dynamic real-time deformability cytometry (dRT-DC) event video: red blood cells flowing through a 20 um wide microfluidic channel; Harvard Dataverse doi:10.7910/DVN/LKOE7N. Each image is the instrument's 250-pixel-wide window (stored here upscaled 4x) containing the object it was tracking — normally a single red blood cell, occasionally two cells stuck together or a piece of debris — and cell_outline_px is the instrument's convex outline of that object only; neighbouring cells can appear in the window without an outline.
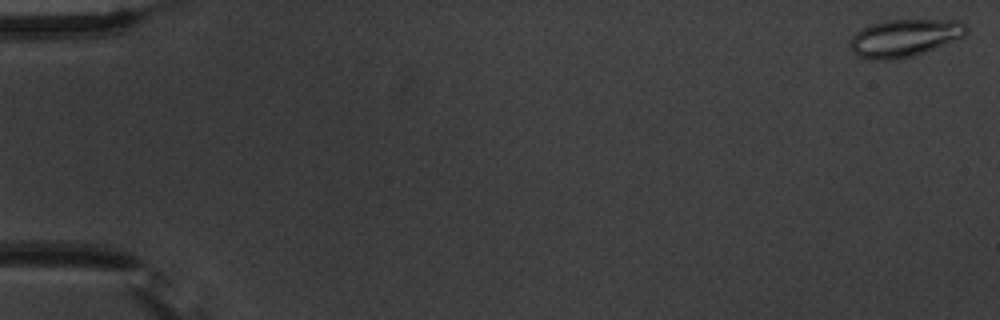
{"species": "common noctule bat (a hibernating species)", "species_latin": "Nyctalus noctula", "temperature_condition": "warm", "stored_images_in_passage": 56, "camera_frame_rate_fps": 3000, "um_per_image_px": 0.085, "animal": {"sex": "male", "body_mass_g": 20.1, "forearm_length_mm": 53.5}, "frame": {"image": 1, "passage_image": 1, "time_ms": 0.0, "image_size_px": [1000, 320], "cell_outline_px": [[968, 32], [964, 36], [956, 40], [924, 52], [912, 56], [888, 60], [872, 60], [860, 56], [852, 52], [848, 44], [848, 40], [856, 32], [872, 24], [888, 20], [956, 20], [964, 24], [968, 28]], "centroid_in_image_um": [76.86, 3.23], "position_along_channel_um": 8.1, "area_um2": 25.32}}
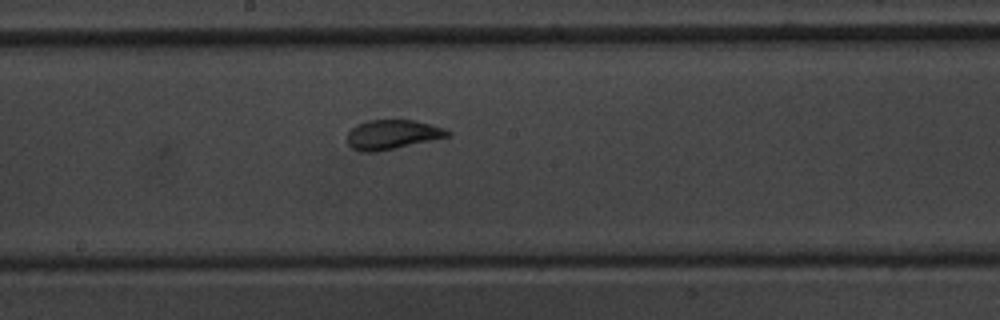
{"frame": {"image": 2, "passage_image": 31, "time_ms": 10.0, "image_size_px": [1000, 320], "cell_outline_px": [[452, 136], [376, 152], [360, 152], [352, 148], [348, 144], [348, 132], [356, 124], [368, 120], [416, 120], [444, 128], [452, 132]], "centroid_in_image_um": [33.36, 11.43], "position_along_channel_um": 214.8, "area_um2": 17.34}}
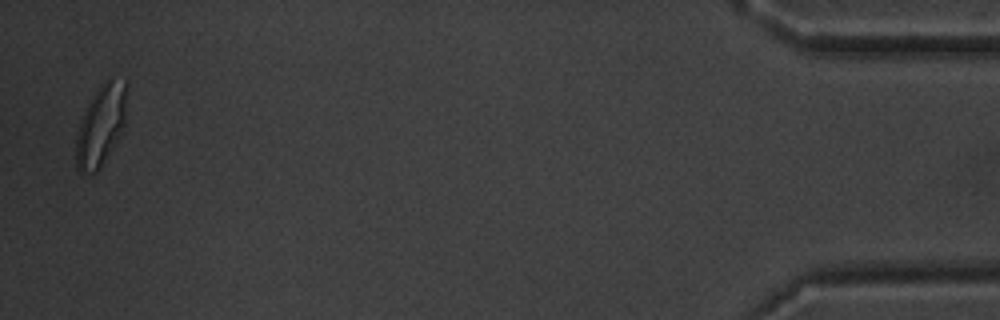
{"frame": {"image": 3, "passage_image": 55, "time_ms": 18.0, "image_size_px": [1000, 320], "cell_outline_px": [[128, 88], [124, 124], [120, 136], [116, 144], [100, 168], [96, 172], [80, 172], [76, 168], [76, 132], [80, 120], [92, 96], [100, 84], [108, 76], [112, 76], [128, 80]], "centroid_in_image_um": [8.61, 10.57], "position_along_channel_um": 426.6, "area_um2": 24.57}, "authors_computed_cell_mechanics": {"area_um2": 18.7561, "velocity_mm_per_s": 3.6659, "shape_relaxation_time_tau1_ms": 4.8525, "shape_relaxation_time_tau2_ms": 1.0717, "deformation_change_tau1": 0.1578, "deformation_change_tau2": 0.0694}}